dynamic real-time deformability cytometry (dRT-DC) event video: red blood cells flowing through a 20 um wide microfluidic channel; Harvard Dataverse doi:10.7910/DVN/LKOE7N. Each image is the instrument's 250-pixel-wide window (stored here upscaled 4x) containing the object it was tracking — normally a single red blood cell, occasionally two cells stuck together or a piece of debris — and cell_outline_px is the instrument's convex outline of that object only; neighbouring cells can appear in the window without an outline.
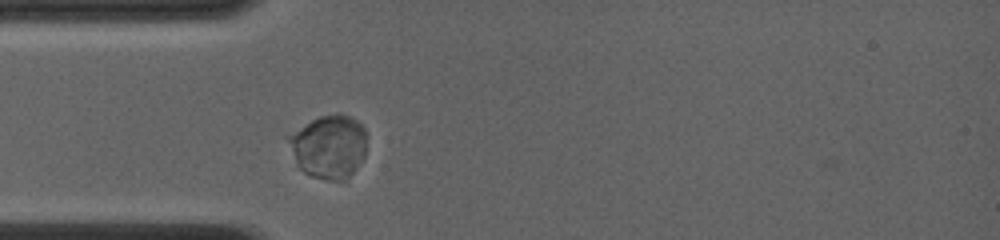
{"species": "common noctule bat (a hibernating species)", "species_latin": "Nyctalus noctula", "temperature_condition": "room temperature", "stored_images_in_passage": 28, "camera_frame_rate_fps": 4000, "um_per_image_px": 0.085, "animal": {"sex": "female", "body_mass_g": 19.0, "forearm_length_mm": 56.7}, "frame": {"image": 1, "passage_image": 1, "time_ms": 0.0, "image_size_px": [1000, 240], "cell_outline_px": [[368, 136], [364, 156], [352, 172], [344, 180], [324, 180], [312, 176], [304, 172], [296, 164], [284, 136], [312, 120], [320, 116], [336, 112], [340, 112], [356, 120], [364, 128]], "centroid_in_image_um": [27.93, 12.43], "position_along_channel_um": 57.1, "area_um2": 29.3}}
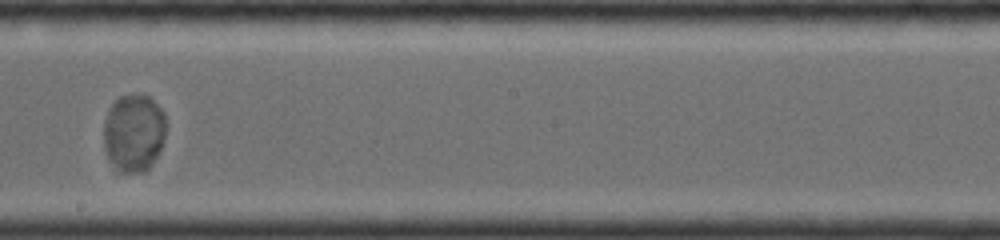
{"frame": {"image": 2, "passage_image": 12, "time_ms": 4.75, "image_size_px": [1000, 240], "cell_outline_px": [[164, 136], [160, 148], [156, 156], [148, 168], [144, 172], [116, 172], [108, 156], [104, 144], [104, 120], [108, 108], [120, 96], [148, 96], [164, 112]], "centroid_in_image_um": [11.34, 11.31], "position_along_channel_um": 236.9, "area_um2": 27.8}}
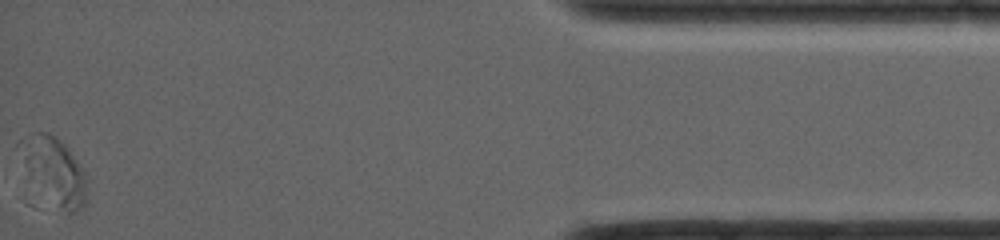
{"frame": {"image": 3, "passage_image": 28, "time_ms": 11.5, "image_size_px": [1000, 240], "cell_outline_px": [[88, 204], [84, 208], [72, 212], [68, 212], [60, 204], [28, 168], [24, 160], [20, 140], [24, 136], [36, 132], [48, 132], [56, 136], [68, 148], [88, 180]], "centroid_in_image_um": [4.77, 14.41], "position_along_channel_um": 430.4, "area_um2": 23.58}}